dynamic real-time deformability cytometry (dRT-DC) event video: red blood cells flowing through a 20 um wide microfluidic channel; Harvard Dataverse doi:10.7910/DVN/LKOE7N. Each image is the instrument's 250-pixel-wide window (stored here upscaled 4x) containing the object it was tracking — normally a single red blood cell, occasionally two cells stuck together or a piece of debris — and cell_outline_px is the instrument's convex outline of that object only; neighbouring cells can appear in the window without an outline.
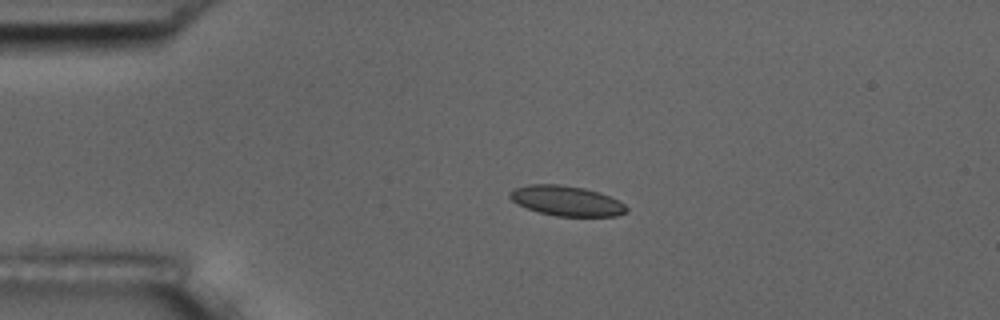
{"species": "common noctule bat (a hibernating species)", "species_latin": "Nyctalus noctula", "temperature_condition": "room temperature", "stored_images_in_passage": 4, "camera_frame_rate_fps": 3000, "um_per_image_px": 0.085, "animal": {"sex": "male", "body_mass_g": 17.5, "forearm_length_mm": 52.3}, "frame": {"image": 1, "passage_image": 3, "time_ms": 2.333, "image_size_px": [1000, 320], "cell_outline_px": [[628, 212], [616, 216], [556, 216], [540, 212], [528, 208], [512, 200], [508, 196], [508, 192], [512, 188], [528, 184], [560, 184], [584, 188], [600, 192], [624, 204], [628, 208]], "centroid_in_image_um": [48.14, 17.06], "position_along_channel_um": 36.9, "area_um2": 20.4}}